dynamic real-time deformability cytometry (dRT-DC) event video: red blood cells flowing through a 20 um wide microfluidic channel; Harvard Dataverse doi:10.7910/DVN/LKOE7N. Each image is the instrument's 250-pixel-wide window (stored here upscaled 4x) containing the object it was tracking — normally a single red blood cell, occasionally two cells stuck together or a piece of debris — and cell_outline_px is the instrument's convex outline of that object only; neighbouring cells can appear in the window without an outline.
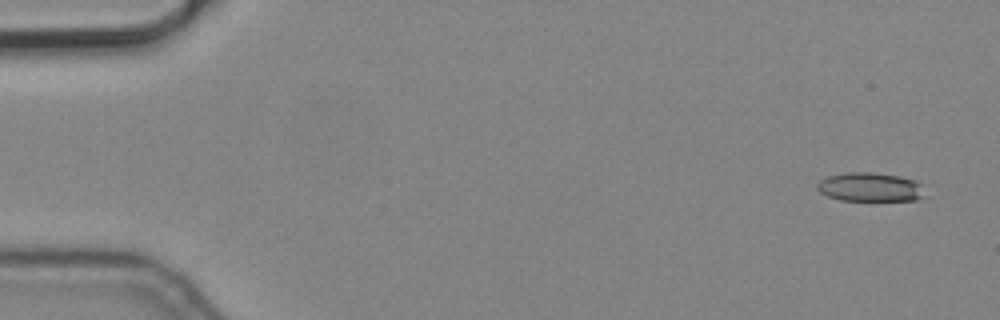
{"species": "common noctule bat (a hibernating species)", "species_latin": "Nyctalus noctula", "temperature_condition": "cold", "stored_images_in_passage": 6, "camera_frame_rate_fps": 3000, "um_per_image_px": 0.085, "animal": {"sex": "male", "body_mass_g": 19.2, "forearm_length_mm": 51.8}, "frame": {"image": 1, "passage_image": 1, "time_ms": 0.0, "image_size_px": [1000, 320], "cell_outline_px": [[924, 196], [920, 200], [840, 200], [828, 196], [820, 192], [816, 188], [816, 184], [820, 180], [828, 176], [848, 172], [872, 172], [900, 176], [916, 180], [920, 184]], "centroid_in_image_um": [73.95, 15.9], "position_along_channel_um": 11.1, "area_um2": 18.15}}
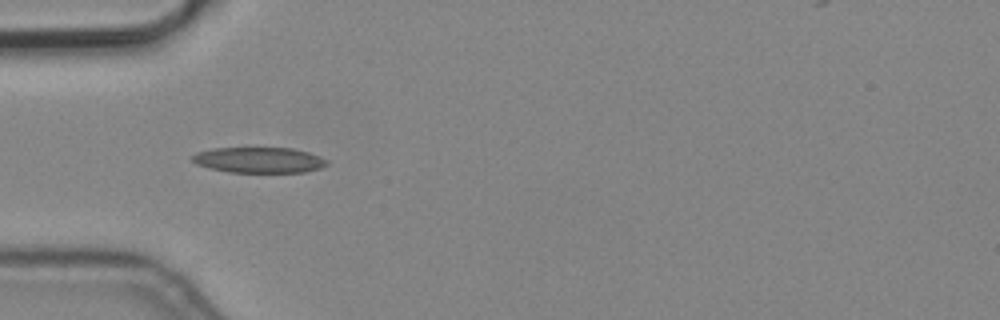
{"frame": {"image": 2, "passage_image": 5, "time_ms": 1.333, "image_size_px": [1000, 320], "cell_outline_px": [[328, 164], [320, 168], [304, 172], [228, 172], [208, 168], [196, 164], [192, 160], [192, 156], [196, 152], [212, 148], [292, 148], [308, 152], [320, 156], [328, 160]], "centroid_in_image_um": [22.0, 13.6], "position_along_channel_um": 63.0, "area_um2": 20.17}}
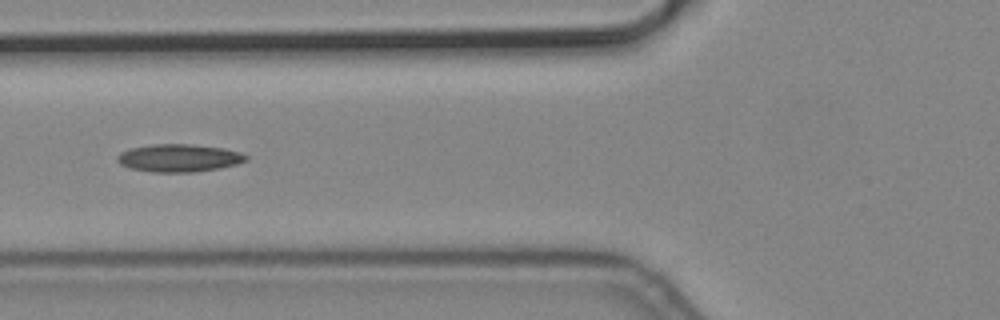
{"frame": {"image": 3, "passage_image": 6, "time_ms": 1.667, "image_size_px": [1000, 320], "cell_outline_px": [[248, 160], [236, 164], [220, 168], [196, 172], [152, 172], [128, 168], [120, 164], [116, 160], [116, 156], [120, 152], [132, 148], [152, 144], [192, 144], [224, 148], [240, 152], [248, 156]], "centroid_in_image_um": [15.2, 13.43], "position_along_channel_um": 110.6, "area_um2": 20.98}}